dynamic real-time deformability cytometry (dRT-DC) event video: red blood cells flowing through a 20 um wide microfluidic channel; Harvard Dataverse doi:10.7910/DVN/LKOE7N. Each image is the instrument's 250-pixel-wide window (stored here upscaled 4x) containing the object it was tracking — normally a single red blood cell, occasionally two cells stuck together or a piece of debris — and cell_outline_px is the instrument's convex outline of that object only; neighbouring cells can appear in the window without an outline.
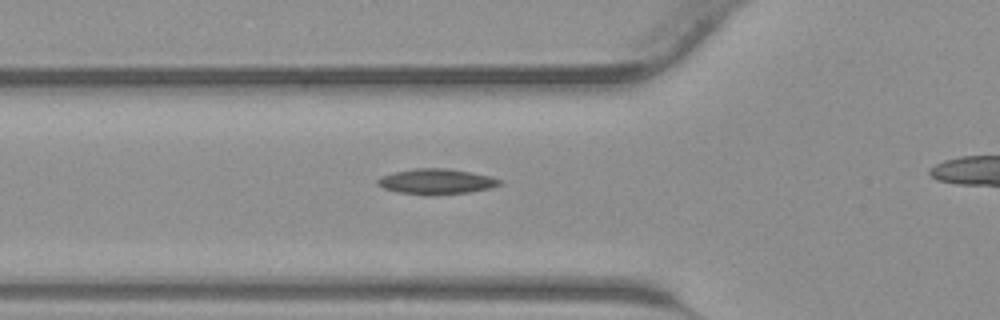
{"species": "common noctule bat (a hibernating species)", "species_latin": "Nyctalus noctula", "temperature_condition": "warm", "stored_images_in_passage": 22, "camera_frame_rate_fps": 3000, "um_per_image_px": 0.085, "animal": {"sex": "male", "body_mass_g": 23.1, "forearm_length_mm": 52.7}, "frame": {"image": 1, "passage_image": 2, "time_ms": 0.333, "image_size_px": [1000, 320], "cell_outline_px": [[504, 184], [492, 188], [468, 192], [428, 196], [396, 192], [384, 188], [376, 184], [376, 180], [380, 176], [392, 172], [416, 168], [444, 168], [472, 172], [504, 180]], "centroid_in_image_um": [37.09, 15.44], "position_along_channel_um": 88.7, "area_um2": 18.44}}
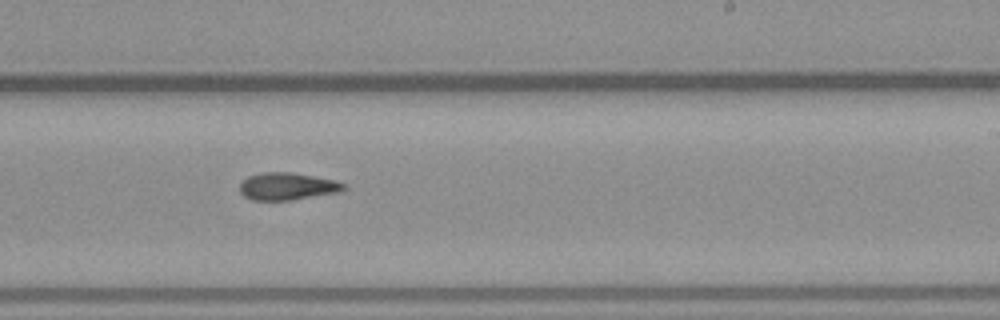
{"frame": {"image": 2, "passage_image": 13, "time_ms": 4.0, "image_size_px": [1000, 320], "cell_outline_px": [[348, 188], [340, 192], [292, 200], [252, 200], [244, 196], [240, 192], [240, 184], [248, 176], [264, 172], [288, 172], [312, 176], [332, 180], [344, 184]], "centroid_in_image_um": [24.41, 15.85], "position_along_channel_um": 264.6, "area_um2": 16.42}}
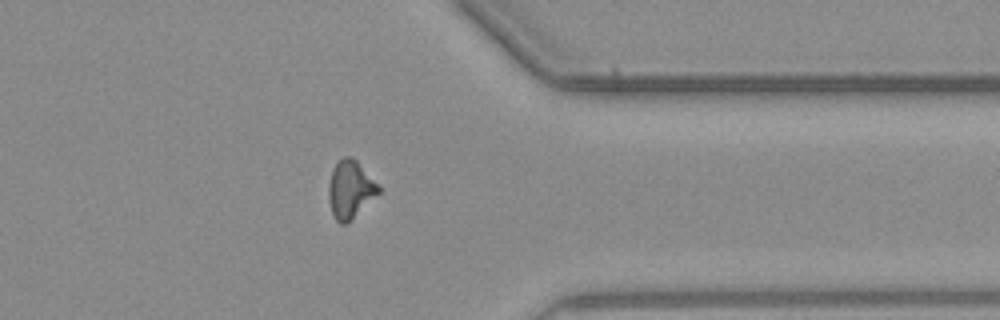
{"frame": {"image": 3, "passage_image": 21, "time_ms": 6.667, "image_size_px": [1000, 320], "cell_outline_px": [[380, 192], [348, 224], [340, 224], [336, 220], [332, 212], [328, 200], [328, 184], [332, 172], [336, 164], [344, 156], [352, 156], [356, 160], [380, 188]], "centroid_in_image_um": [29.75, 16.14], "position_along_channel_um": 381.6, "area_um2": 16.65}}